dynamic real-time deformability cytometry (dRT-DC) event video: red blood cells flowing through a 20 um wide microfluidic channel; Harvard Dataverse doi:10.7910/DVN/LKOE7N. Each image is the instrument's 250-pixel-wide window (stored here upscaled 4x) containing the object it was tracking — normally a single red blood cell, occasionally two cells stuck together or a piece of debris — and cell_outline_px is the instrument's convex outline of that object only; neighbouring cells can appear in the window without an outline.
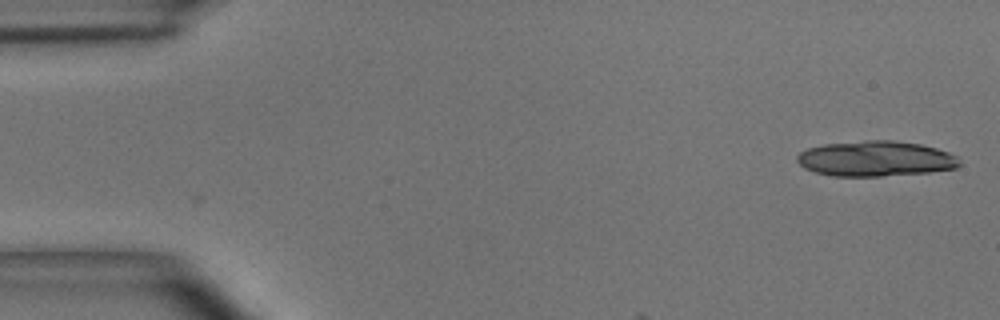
{"species": "common noctule bat (a hibernating species)", "species_latin": "Nyctalus noctula", "temperature_condition": "room temperature", "stored_images_in_passage": 2, "camera_frame_rate_fps": 3000, "um_per_image_px": 0.085, "animal": {"sex": "male", "body_mass_g": 15.6}, "frame": {"image": 1, "passage_image": 1, "time_ms": 0.0, "image_size_px": [1000, 320], "cell_outline_px": [[960, 164], [956, 168], [928, 172], [880, 176], [832, 176], [816, 172], [804, 168], [796, 160], [796, 156], [800, 152], [808, 148], [824, 144], [864, 140], [892, 140], [920, 144], [936, 148], [948, 152], [956, 156], [960, 160]], "centroid_in_image_um": [74.41, 13.48], "position_along_channel_um": 10.6, "area_um2": 33.47}}